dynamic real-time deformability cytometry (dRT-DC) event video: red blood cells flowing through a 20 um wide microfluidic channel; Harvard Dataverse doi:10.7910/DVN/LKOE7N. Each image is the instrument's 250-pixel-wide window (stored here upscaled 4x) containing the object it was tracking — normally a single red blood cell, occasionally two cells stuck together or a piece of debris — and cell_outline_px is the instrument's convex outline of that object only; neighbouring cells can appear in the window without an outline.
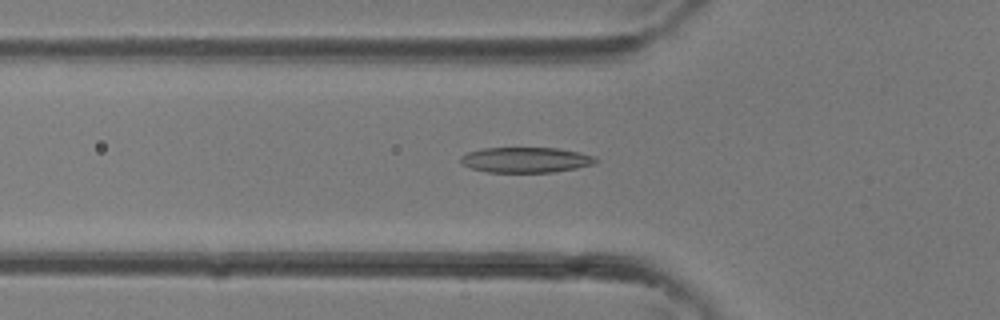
{"species": "common noctule bat (a hibernating species)", "species_latin": "Nyctalus noctula", "temperature_condition": "room temperature", "stored_images_in_passage": 21, "camera_frame_rate_fps": 3000, "um_per_image_px": 0.085, "animal": {"sex": "female"}, "frame": {"image": 1, "passage_image": 3, "time_ms": 0.667, "image_size_px": [1000, 320], "cell_outline_px": [[600, 160], [596, 164], [576, 168], [552, 172], [488, 172], [472, 168], [464, 164], [460, 160], [460, 156], [468, 152], [484, 148], [556, 148], [580, 152], [596, 156]], "centroid_in_image_um": [44.76, 13.58], "position_along_channel_um": 81.0, "area_um2": 20.0}}
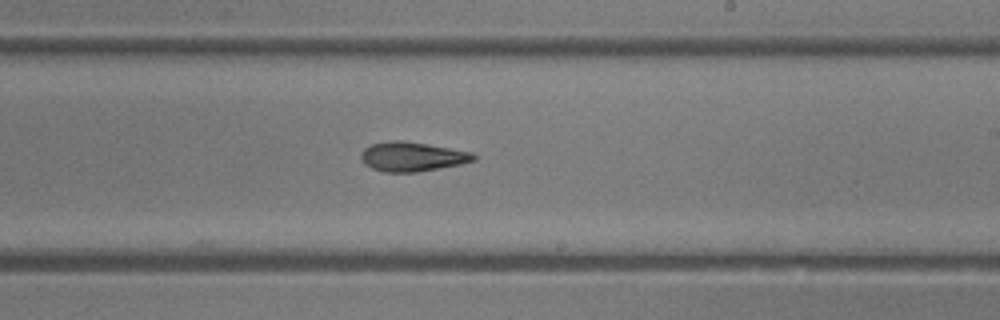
{"frame": {"image": 2, "passage_image": 12, "time_ms": 3.667, "image_size_px": [1000, 320], "cell_outline_px": [[476, 160], [460, 164], [440, 168], [416, 172], [384, 172], [372, 168], [364, 164], [360, 156], [360, 152], [364, 148], [372, 144], [388, 140], [404, 140], [472, 152], [476, 156]], "centroid_in_image_um": [35.0, 13.31], "position_along_channel_um": 254.0, "area_um2": 19.36}}
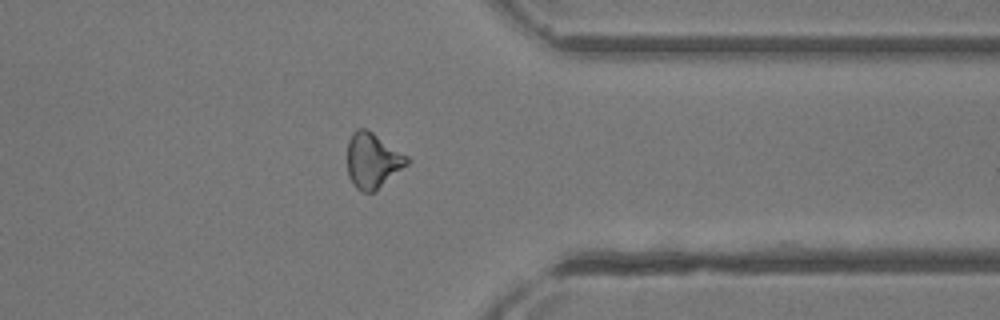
{"frame": {"image": 3, "passage_image": 19, "time_ms": 6.0, "image_size_px": [1000, 320], "cell_outline_px": [[412, 160], [408, 164], [376, 192], [364, 192], [356, 188], [352, 184], [348, 176], [348, 140], [352, 132], [356, 128], [368, 128], [408, 156]], "centroid_in_image_um": [31.69, 13.64], "position_along_channel_um": 379.7, "area_um2": 19.65}}